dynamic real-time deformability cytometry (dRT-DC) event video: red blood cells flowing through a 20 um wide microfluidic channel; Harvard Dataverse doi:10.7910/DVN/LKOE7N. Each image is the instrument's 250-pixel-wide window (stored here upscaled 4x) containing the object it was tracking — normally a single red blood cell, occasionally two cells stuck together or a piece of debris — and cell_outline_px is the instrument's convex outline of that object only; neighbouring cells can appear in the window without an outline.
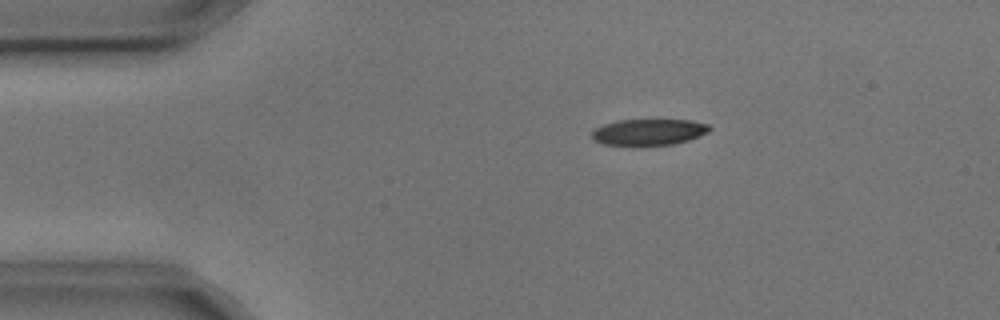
{"species": "common noctule bat (a hibernating species)", "species_latin": "Nyctalus noctula", "temperature_condition": "cold", "stored_images_in_passage": 2, "camera_frame_rate_fps": 3000, "um_per_image_px": 0.085, "animal": {"sex": "male", "body_mass_g": 17.9, "forearm_length_mm": 54.2}, "frame": {"image": 1, "passage_image": 1, "time_ms": 0.0, "image_size_px": [1000, 320], "cell_outline_px": [[712, 128], [708, 132], [700, 136], [688, 140], [672, 144], [604, 144], [592, 140], [592, 132], [596, 128], [604, 124], [620, 120], [692, 120], [708, 124]], "centroid_in_image_um": [55.18, 11.2], "position_along_channel_um": 29.8, "area_um2": 17.63}}